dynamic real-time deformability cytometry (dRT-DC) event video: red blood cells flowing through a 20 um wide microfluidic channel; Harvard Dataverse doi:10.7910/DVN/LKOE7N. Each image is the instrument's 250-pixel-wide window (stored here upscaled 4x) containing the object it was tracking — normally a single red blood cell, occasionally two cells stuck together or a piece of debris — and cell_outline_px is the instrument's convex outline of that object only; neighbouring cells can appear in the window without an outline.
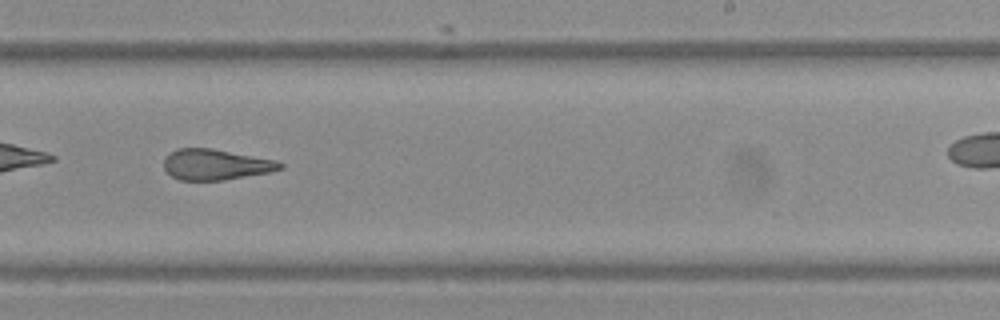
{"species": "Egyptian fruit bat (a non-hibernating species)", "species_latin": "Rousettus aegyptiacus", "temperature_condition": "warm", "stored_images_in_passage": 40, "camera_frame_rate_fps": 3000, "um_per_image_px": 0.085, "frame": {"image": 1, "passage_image": 29, "time_ms": 9.333, "image_size_px": [1000, 320], "cell_outline_px": [[284, 168], [272, 172], [224, 180], [180, 180], [172, 176], [164, 168], [164, 156], [176, 148], [212, 148], [276, 160], [284, 164]], "centroid_in_image_um": [18.35, 13.98], "position_along_channel_um": 270.7, "area_um2": 20.98}}